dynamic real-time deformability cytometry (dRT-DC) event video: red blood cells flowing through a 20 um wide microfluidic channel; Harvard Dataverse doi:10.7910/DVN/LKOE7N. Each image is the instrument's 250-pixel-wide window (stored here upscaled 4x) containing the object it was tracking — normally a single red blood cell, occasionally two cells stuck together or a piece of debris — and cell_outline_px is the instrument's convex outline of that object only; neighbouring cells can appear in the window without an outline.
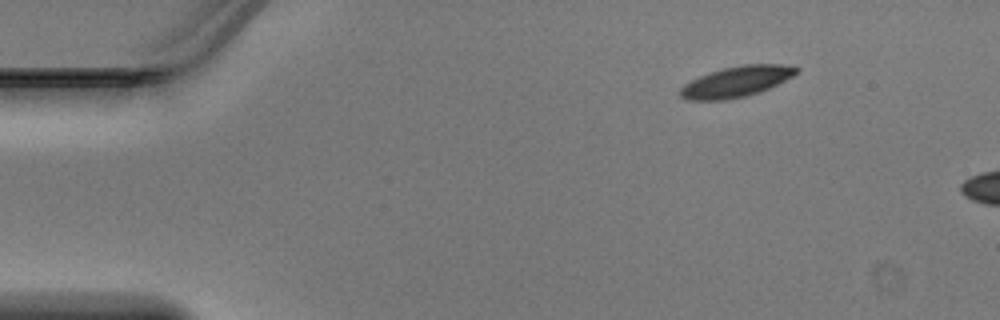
{"species": "Egyptian fruit bat (a non-hibernating species)", "species_latin": "Rousettus aegyptiacus", "temperature_condition": "warm", "stored_images_in_passage": 9, "camera_frame_rate_fps": 3000, "um_per_image_px": 0.085, "animal": {"sex": "male"}, "frame": {"image": 1, "passage_image": 1, "time_ms": 0.0, "image_size_px": [1000, 320], "cell_outline_px": [[800, 68], [792, 76], [768, 88], [744, 96], [728, 100], [688, 100], [680, 96], [680, 88], [684, 84], [700, 76], [724, 68], [744, 64], [780, 64]], "centroid_in_image_um": [62.56, 6.94], "position_along_channel_um": 22.4, "area_um2": 20.29}}